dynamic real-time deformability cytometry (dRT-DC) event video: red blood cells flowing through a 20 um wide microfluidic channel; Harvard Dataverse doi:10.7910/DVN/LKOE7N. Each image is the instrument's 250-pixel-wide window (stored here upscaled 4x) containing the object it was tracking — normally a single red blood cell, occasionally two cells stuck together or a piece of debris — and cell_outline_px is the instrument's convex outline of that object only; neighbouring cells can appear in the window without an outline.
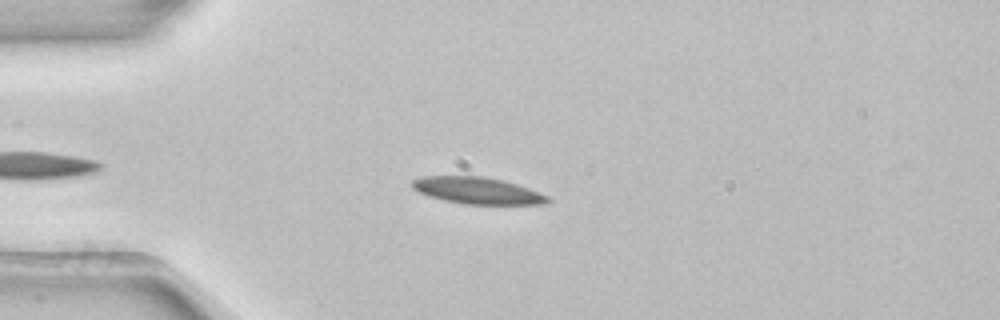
{"species": "common noctule bat (a hibernating species)", "species_latin": "Nyctalus noctula", "temperature_condition": "room temperature", "stored_images_in_passage": 44, "camera_frame_rate_fps": 3000, "um_per_image_px": 0.085, "animal": {"sex": "female", "body_mass_g": 22.7, "forearm_length_mm": 54.2}, "frame": {"image": 1, "passage_image": 8, "time_ms": 2.333, "image_size_px": [1000, 320], "cell_outline_px": [[552, 200], [548, 204], [464, 204], [444, 200], [428, 196], [412, 188], [412, 180], [424, 176], [484, 176], [516, 184], [528, 188], [548, 196]], "centroid_in_image_um": [40.59, 16.2], "position_along_channel_um": 44.4, "area_um2": 20.98}}
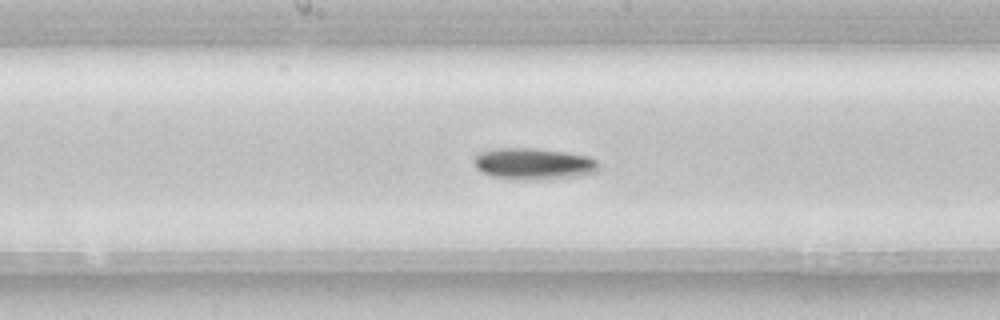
{"frame": {"image": 2, "passage_image": 22, "time_ms": 7.0, "image_size_px": [1000, 320], "cell_outline_px": [[600, 164], [596, 172], [580, 176], [536, 180], [512, 180], [492, 176], [476, 168], [472, 160], [472, 156], [480, 152], [496, 148], [536, 148], [564, 152], [588, 156], [596, 160]], "centroid_in_image_um": [45.33, 13.93], "position_along_channel_um": 202.9, "area_um2": 23.24}}
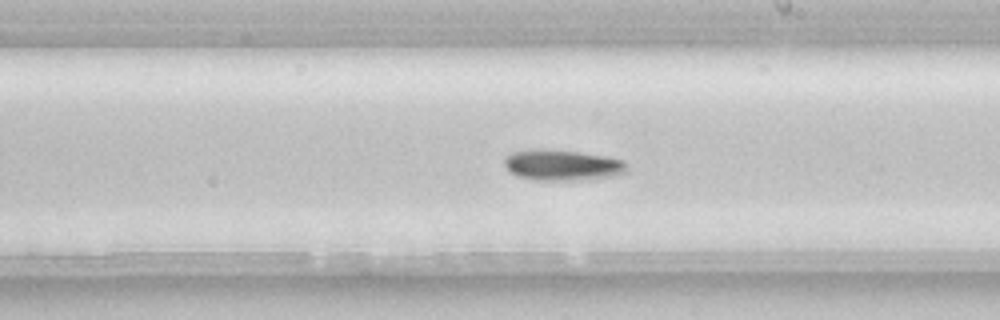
{"frame": {"image": 3, "passage_image": 25, "time_ms": 8.0, "image_size_px": [1000, 320], "cell_outline_px": [[624, 172], [616, 176], [592, 180], [532, 180], [520, 176], [512, 172], [504, 164], [504, 156], [512, 152], [528, 148], [540, 148], [580, 152], [608, 156], [624, 160]], "centroid_in_image_um": [47.78, 14.02], "position_along_channel_um": 241.2, "area_um2": 22.31}, "authors_computed_cell_mechanics": {"area_um2": 21.1548, "velocity_mm_per_s": 3.8516, "shape_relaxation_time_tau1_ms": 4.4822, "shape_relaxation_time_tau2_ms": null, "deformation_change_tau1": 0.0837, "deformation_change_tau2": null}}